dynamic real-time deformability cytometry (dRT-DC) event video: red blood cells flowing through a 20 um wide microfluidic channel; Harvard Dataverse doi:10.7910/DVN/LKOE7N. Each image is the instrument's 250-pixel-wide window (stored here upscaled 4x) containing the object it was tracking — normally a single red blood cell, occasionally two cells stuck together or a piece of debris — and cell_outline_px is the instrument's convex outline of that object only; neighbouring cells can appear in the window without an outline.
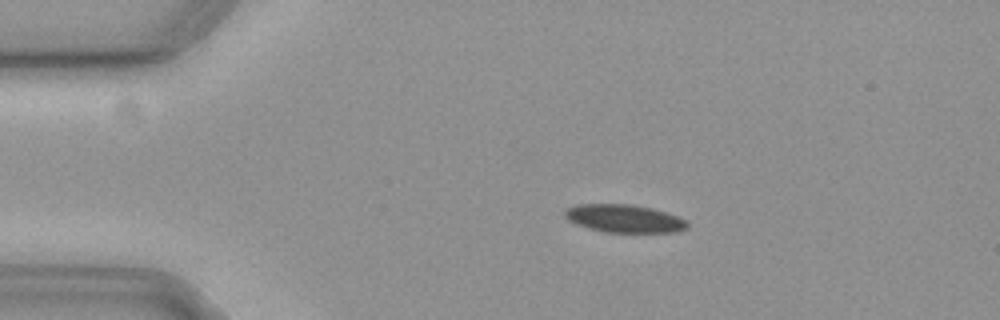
{"species": "common noctule bat (a hibernating species)", "species_latin": "Nyctalus noctula", "temperature_condition": "cold", "stored_images_in_passage": 47, "camera_frame_rate_fps": 3000, "um_per_image_px": 0.085, "animal": {"sex": "female", "body_mass_g": 19.3, "forearm_length_mm": 54.1}, "frame": {"image": 1, "passage_image": 1, "time_ms": 0.0, "image_size_px": [1000, 320], "cell_outline_px": [[688, 228], [676, 232], [608, 232], [588, 228], [568, 220], [564, 216], [564, 208], [576, 204], [628, 204], [652, 208], [688, 220]], "centroid_in_image_um": [53.04, 18.57], "position_along_channel_um": 32.0, "area_um2": 19.94}}
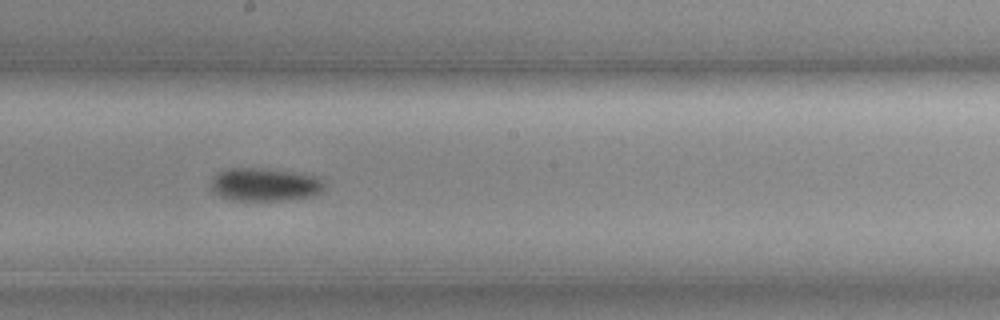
{"frame": {"image": 2, "passage_image": 21, "time_ms": 6.667, "image_size_px": [1000, 320], "cell_outline_px": [[324, 188], [320, 192], [312, 196], [284, 200], [232, 200], [220, 196], [212, 188], [212, 180], [220, 172], [228, 168], [256, 168], [292, 172], [312, 176], [320, 180], [324, 184]], "centroid_in_image_um": [22.49, 15.7], "position_along_channel_um": 225.7, "area_um2": 21.27}}
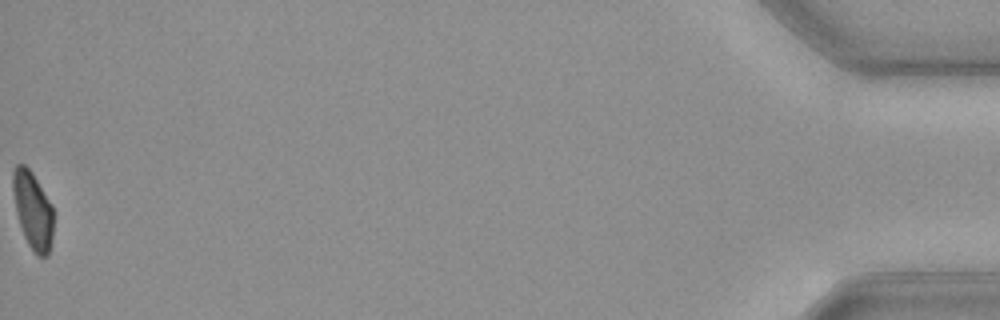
{"frame": {"image": 3, "passage_image": 47, "time_ms": 15.333, "image_size_px": [1000, 320], "cell_outline_px": [[52, 236], [48, 256], [36, 256], [32, 252], [24, 236], [16, 212], [12, 188], [12, 172], [16, 164], [24, 164], [32, 172], [52, 204]], "centroid_in_image_um": [2.77, 17.86], "position_along_channel_um": 432.4, "area_um2": 18.26}, "authors_computed_cell_mechanics": {"area_um2": 20.7502, "velocity_mm_per_s": 3.6546, "shape_relaxation_time_tau1_ms": 7.8791, "shape_relaxation_time_tau2_ms": null, "deformation_change_tau1": 0.1379, "deformation_change_tau2": null}}